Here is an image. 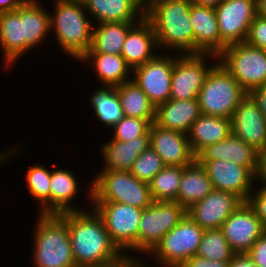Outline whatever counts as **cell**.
<instances>
[{
  "label": "cell",
  "instance_id": "16",
  "mask_svg": "<svg viewBox=\"0 0 266 267\" xmlns=\"http://www.w3.org/2000/svg\"><path fill=\"white\" fill-rule=\"evenodd\" d=\"M242 202L233 193L213 189L203 200L187 209L186 214L204 230L221 228Z\"/></svg>",
  "mask_w": 266,
  "mask_h": 267
},
{
  "label": "cell",
  "instance_id": "39",
  "mask_svg": "<svg viewBox=\"0 0 266 267\" xmlns=\"http://www.w3.org/2000/svg\"><path fill=\"white\" fill-rule=\"evenodd\" d=\"M249 45L266 50V18L256 15L245 40Z\"/></svg>",
  "mask_w": 266,
  "mask_h": 267
},
{
  "label": "cell",
  "instance_id": "38",
  "mask_svg": "<svg viewBox=\"0 0 266 267\" xmlns=\"http://www.w3.org/2000/svg\"><path fill=\"white\" fill-rule=\"evenodd\" d=\"M155 119H139L134 117H124L114 127H112V139L118 141H130L134 138L144 136L150 129Z\"/></svg>",
  "mask_w": 266,
  "mask_h": 267
},
{
  "label": "cell",
  "instance_id": "24",
  "mask_svg": "<svg viewBox=\"0 0 266 267\" xmlns=\"http://www.w3.org/2000/svg\"><path fill=\"white\" fill-rule=\"evenodd\" d=\"M102 143L100 154L103 159V169L130 171L136 158L150 146L149 131L141 137L130 141L106 140Z\"/></svg>",
  "mask_w": 266,
  "mask_h": 267
},
{
  "label": "cell",
  "instance_id": "29",
  "mask_svg": "<svg viewBox=\"0 0 266 267\" xmlns=\"http://www.w3.org/2000/svg\"><path fill=\"white\" fill-rule=\"evenodd\" d=\"M0 47L4 68H12L22 59L21 6L0 13ZM14 65V66H13Z\"/></svg>",
  "mask_w": 266,
  "mask_h": 267
},
{
  "label": "cell",
  "instance_id": "35",
  "mask_svg": "<svg viewBox=\"0 0 266 267\" xmlns=\"http://www.w3.org/2000/svg\"><path fill=\"white\" fill-rule=\"evenodd\" d=\"M185 166H165L149 183L153 201H175Z\"/></svg>",
  "mask_w": 266,
  "mask_h": 267
},
{
  "label": "cell",
  "instance_id": "22",
  "mask_svg": "<svg viewBox=\"0 0 266 267\" xmlns=\"http://www.w3.org/2000/svg\"><path fill=\"white\" fill-rule=\"evenodd\" d=\"M190 19L194 30V54H220V32L215 8L191 4Z\"/></svg>",
  "mask_w": 266,
  "mask_h": 267
},
{
  "label": "cell",
  "instance_id": "48",
  "mask_svg": "<svg viewBox=\"0 0 266 267\" xmlns=\"http://www.w3.org/2000/svg\"><path fill=\"white\" fill-rule=\"evenodd\" d=\"M191 3L216 8L225 0H190Z\"/></svg>",
  "mask_w": 266,
  "mask_h": 267
},
{
  "label": "cell",
  "instance_id": "41",
  "mask_svg": "<svg viewBox=\"0 0 266 267\" xmlns=\"http://www.w3.org/2000/svg\"><path fill=\"white\" fill-rule=\"evenodd\" d=\"M247 255L258 267H266V232L254 242Z\"/></svg>",
  "mask_w": 266,
  "mask_h": 267
},
{
  "label": "cell",
  "instance_id": "37",
  "mask_svg": "<svg viewBox=\"0 0 266 267\" xmlns=\"http://www.w3.org/2000/svg\"><path fill=\"white\" fill-rule=\"evenodd\" d=\"M165 166L161 157L149 146L136 158L129 172L138 180L149 184Z\"/></svg>",
  "mask_w": 266,
  "mask_h": 267
},
{
  "label": "cell",
  "instance_id": "49",
  "mask_svg": "<svg viewBox=\"0 0 266 267\" xmlns=\"http://www.w3.org/2000/svg\"><path fill=\"white\" fill-rule=\"evenodd\" d=\"M256 15L266 18V0H256Z\"/></svg>",
  "mask_w": 266,
  "mask_h": 267
},
{
  "label": "cell",
  "instance_id": "4",
  "mask_svg": "<svg viewBox=\"0 0 266 267\" xmlns=\"http://www.w3.org/2000/svg\"><path fill=\"white\" fill-rule=\"evenodd\" d=\"M34 228V267H76L67 222L59 214H38Z\"/></svg>",
  "mask_w": 266,
  "mask_h": 267
},
{
  "label": "cell",
  "instance_id": "8",
  "mask_svg": "<svg viewBox=\"0 0 266 267\" xmlns=\"http://www.w3.org/2000/svg\"><path fill=\"white\" fill-rule=\"evenodd\" d=\"M89 208L102 218L111 240L126 257L137 260L138 230L143 209L118 202H91Z\"/></svg>",
  "mask_w": 266,
  "mask_h": 267
},
{
  "label": "cell",
  "instance_id": "23",
  "mask_svg": "<svg viewBox=\"0 0 266 267\" xmlns=\"http://www.w3.org/2000/svg\"><path fill=\"white\" fill-rule=\"evenodd\" d=\"M42 5L40 0H26L21 5L22 56L51 37L50 13Z\"/></svg>",
  "mask_w": 266,
  "mask_h": 267
},
{
  "label": "cell",
  "instance_id": "15",
  "mask_svg": "<svg viewBox=\"0 0 266 267\" xmlns=\"http://www.w3.org/2000/svg\"><path fill=\"white\" fill-rule=\"evenodd\" d=\"M210 178L213 188L235 194L247 202L256 184V177L246 168L232 161L198 162Z\"/></svg>",
  "mask_w": 266,
  "mask_h": 267
},
{
  "label": "cell",
  "instance_id": "42",
  "mask_svg": "<svg viewBox=\"0 0 266 267\" xmlns=\"http://www.w3.org/2000/svg\"><path fill=\"white\" fill-rule=\"evenodd\" d=\"M230 261H215L194 255L188 258L180 267H228Z\"/></svg>",
  "mask_w": 266,
  "mask_h": 267
},
{
  "label": "cell",
  "instance_id": "33",
  "mask_svg": "<svg viewBox=\"0 0 266 267\" xmlns=\"http://www.w3.org/2000/svg\"><path fill=\"white\" fill-rule=\"evenodd\" d=\"M116 90L126 117L155 119V106L133 80L116 86Z\"/></svg>",
  "mask_w": 266,
  "mask_h": 267
},
{
  "label": "cell",
  "instance_id": "5",
  "mask_svg": "<svg viewBox=\"0 0 266 267\" xmlns=\"http://www.w3.org/2000/svg\"><path fill=\"white\" fill-rule=\"evenodd\" d=\"M98 173V174H97ZM85 190L88 205L91 202H118L145 209L154 201L149 184L138 180L128 171L100 170Z\"/></svg>",
  "mask_w": 266,
  "mask_h": 267
},
{
  "label": "cell",
  "instance_id": "28",
  "mask_svg": "<svg viewBox=\"0 0 266 267\" xmlns=\"http://www.w3.org/2000/svg\"><path fill=\"white\" fill-rule=\"evenodd\" d=\"M231 133V119L201 114L191 126L187 136L192 152L196 156L206 146L225 139Z\"/></svg>",
  "mask_w": 266,
  "mask_h": 267
},
{
  "label": "cell",
  "instance_id": "44",
  "mask_svg": "<svg viewBox=\"0 0 266 267\" xmlns=\"http://www.w3.org/2000/svg\"><path fill=\"white\" fill-rule=\"evenodd\" d=\"M228 267H258L247 254H235Z\"/></svg>",
  "mask_w": 266,
  "mask_h": 267
},
{
  "label": "cell",
  "instance_id": "46",
  "mask_svg": "<svg viewBox=\"0 0 266 267\" xmlns=\"http://www.w3.org/2000/svg\"><path fill=\"white\" fill-rule=\"evenodd\" d=\"M26 0H0V13L15 11L20 7Z\"/></svg>",
  "mask_w": 266,
  "mask_h": 267
},
{
  "label": "cell",
  "instance_id": "40",
  "mask_svg": "<svg viewBox=\"0 0 266 267\" xmlns=\"http://www.w3.org/2000/svg\"><path fill=\"white\" fill-rule=\"evenodd\" d=\"M257 185L254 186L247 202L254 209L266 231V186Z\"/></svg>",
  "mask_w": 266,
  "mask_h": 267
},
{
  "label": "cell",
  "instance_id": "36",
  "mask_svg": "<svg viewBox=\"0 0 266 267\" xmlns=\"http://www.w3.org/2000/svg\"><path fill=\"white\" fill-rule=\"evenodd\" d=\"M196 255L209 260L230 261L235 253L228 244L221 228L206 229Z\"/></svg>",
  "mask_w": 266,
  "mask_h": 267
},
{
  "label": "cell",
  "instance_id": "9",
  "mask_svg": "<svg viewBox=\"0 0 266 267\" xmlns=\"http://www.w3.org/2000/svg\"><path fill=\"white\" fill-rule=\"evenodd\" d=\"M218 62L249 93L266 84V50L246 42L226 46Z\"/></svg>",
  "mask_w": 266,
  "mask_h": 267
},
{
  "label": "cell",
  "instance_id": "1",
  "mask_svg": "<svg viewBox=\"0 0 266 267\" xmlns=\"http://www.w3.org/2000/svg\"><path fill=\"white\" fill-rule=\"evenodd\" d=\"M91 209L59 214L67 222L76 267L124 264L128 258L111 240L102 218Z\"/></svg>",
  "mask_w": 266,
  "mask_h": 267
},
{
  "label": "cell",
  "instance_id": "11",
  "mask_svg": "<svg viewBox=\"0 0 266 267\" xmlns=\"http://www.w3.org/2000/svg\"><path fill=\"white\" fill-rule=\"evenodd\" d=\"M217 63L214 54H175L170 99H198L207 75Z\"/></svg>",
  "mask_w": 266,
  "mask_h": 267
},
{
  "label": "cell",
  "instance_id": "7",
  "mask_svg": "<svg viewBox=\"0 0 266 267\" xmlns=\"http://www.w3.org/2000/svg\"><path fill=\"white\" fill-rule=\"evenodd\" d=\"M248 95L218 62L207 75L199 92L200 112L231 119L239 103Z\"/></svg>",
  "mask_w": 266,
  "mask_h": 267
},
{
  "label": "cell",
  "instance_id": "45",
  "mask_svg": "<svg viewBox=\"0 0 266 267\" xmlns=\"http://www.w3.org/2000/svg\"><path fill=\"white\" fill-rule=\"evenodd\" d=\"M256 181L266 186V151L259 152V166L256 174Z\"/></svg>",
  "mask_w": 266,
  "mask_h": 267
},
{
  "label": "cell",
  "instance_id": "10",
  "mask_svg": "<svg viewBox=\"0 0 266 267\" xmlns=\"http://www.w3.org/2000/svg\"><path fill=\"white\" fill-rule=\"evenodd\" d=\"M185 215L186 210L175 201H154L149 207L143 209L138 230L137 260H142L143 256L146 257Z\"/></svg>",
  "mask_w": 266,
  "mask_h": 267
},
{
  "label": "cell",
  "instance_id": "47",
  "mask_svg": "<svg viewBox=\"0 0 266 267\" xmlns=\"http://www.w3.org/2000/svg\"><path fill=\"white\" fill-rule=\"evenodd\" d=\"M20 146L21 145L19 144V145H15V147L14 146L11 147V149L9 148V149L0 151V165L1 164L4 165V163H6V161H10L11 160L10 158L13 157L15 154L17 155V153H18V156H19V152L21 150Z\"/></svg>",
  "mask_w": 266,
  "mask_h": 267
},
{
  "label": "cell",
  "instance_id": "26",
  "mask_svg": "<svg viewBox=\"0 0 266 267\" xmlns=\"http://www.w3.org/2000/svg\"><path fill=\"white\" fill-rule=\"evenodd\" d=\"M77 62L90 65L101 85L118 86L132 80V68L122 55L85 53Z\"/></svg>",
  "mask_w": 266,
  "mask_h": 267
},
{
  "label": "cell",
  "instance_id": "20",
  "mask_svg": "<svg viewBox=\"0 0 266 267\" xmlns=\"http://www.w3.org/2000/svg\"><path fill=\"white\" fill-rule=\"evenodd\" d=\"M157 50L159 48L153 26L144 16L129 29L121 55L133 69L156 57L159 54Z\"/></svg>",
  "mask_w": 266,
  "mask_h": 267
},
{
  "label": "cell",
  "instance_id": "6",
  "mask_svg": "<svg viewBox=\"0 0 266 267\" xmlns=\"http://www.w3.org/2000/svg\"><path fill=\"white\" fill-rule=\"evenodd\" d=\"M204 231L186 214L163 236L147 257L142 258L143 267H150V260L157 264V267H180L188 258L196 255Z\"/></svg>",
  "mask_w": 266,
  "mask_h": 267
},
{
  "label": "cell",
  "instance_id": "34",
  "mask_svg": "<svg viewBox=\"0 0 266 267\" xmlns=\"http://www.w3.org/2000/svg\"><path fill=\"white\" fill-rule=\"evenodd\" d=\"M42 163L34 164L25 174L26 185L30 196L38 201L40 214H50V181L51 169L44 167Z\"/></svg>",
  "mask_w": 266,
  "mask_h": 267
},
{
  "label": "cell",
  "instance_id": "3",
  "mask_svg": "<svg viewBox=\"0 0 266 267\" xmlns=\"http://www.w3.org/2000/svg\"><path fill=\"white\" fill-rule=\"evenodd\" d=\"M53 1V11L49 12L50 34H55V42L64 54L78 61L91 47L94 24L82 0Z\"/></svg>",
  "mask_w": 266,
  "mask_h": 267
},
{
  "label": "cell",
  "instance_id": "50",
  "mask_svg": "<svg viewBox=\"0 0 266 267\" xmlns=\"http://www.w3.org/2000/svg\"><path fill=\"white\" fill-rule=\"evenodd\" d=\"M118 267H143L141 260L128 259L124 264Z\"/></svg>",
  "mask_w": 266,
  "mask_h": 267
},
{
  "label": "cell",
  "instance_id": "19",
  "mask_svg": "<svg viewBox=\"0 0 266 267\" xmlns=\"http://www.w3.org/2000/svg\"><path fill=\"white\" fill-rule=\"evenodd\" d=\"M149 134L150 146L166 166H188L195 161L187 134L163 129L154 122L150 126Z\"/></svg>",
  "mask_w": 266,
  "mask_h": 267
},
{
  "label": "cell",
  "instance_id": "13",
  "mask_svg": "<svg viewBox=\"0 0 266 267\" xmlns=\"http://www.w3.org/2000/svg\"><path fill=\"white\" fill-rule=\"evenodd\" d=\"M215 12L221 53L226 46L245 42L256 16V0H225L215 8Z\"/></svg>",
  "mask_w": 266,
  "mask_h": 267
},
{
  "label": "cell",
  "instance_id": "31",
  "mask_svg": "<svg viewBox=\"0 0 266 267\" xmlns=\"http://www.w3.org/2000/svg\"><path fill=\"white\" fill-rule=\"evenodd\" d=\"M136 22H103L93 25L92 44L86 53L121 55L129 29Z\"/></svg>",
  "mask_w": 266,
  "mask_h": 267
},
{
  "label": "cell",
  "instance_id": "27",
  "mask_svg": "<svg viewBox=\"0 0 266 267\" xmlns=\"http://www.w3.org/2000/svg\"><path fill=\"white\" fill-rule=\"evenodd\" d=\"M74 172L68 168H56L51 172L50 181V214H61L65 212L83 211L86 208L72 204L78 195L80 186Z\"/></svg>",
  "mask_w": 266,
  "mask_h": 267
},
{
  "label": "cell",
  "instance_id": "25",
  "mask_svg": "<svg viewBox=\"0 0 266 267\" xmlns=\"http://www.w3.org/2000/svg\"><path fill=\"white\" fill-rule=\"evenodd\" d=\"M200 115L198 99H170L156 107L154 123L163 129L188 134Z\"/></svg>",
  "mask_w": 266,
  "mask_h": 267
},
{
  "label": "cell",
  "instance_id": "17",
  "mask_svg": "<svg viewBox=\"0 0 266 267\" xmlns=\"http://www.w3.org/2000/svg\"><path fill=\"white\" fill-rule=\"evenodd\" d=\"M231 121L232 133L236 137L258 152L266 151V119L249 95L239 103Z\"/></svg>",
  "mask_w": 266,
  "mask_h": 267
},
{
  "label": "cell",
  "instance_id": "30",
  "mask_svg": "<svg viewBox=\"0 0 266 267\" xmlns=\"http://www.w3.org/2000/svg\"><path fill=\"white\" fill-rule=\"evenodd\" d=\"M213 189L212 182L205 168L195 160L183 169L175 202H178L187 210L193 204L203 200Z\"/></svg>",
  "mask_w": 266,
  "mask_h": 267
},
{
  "label": "cell",
  "instance_id": "32",
  "mask_svg": "<svg viewBox=\"0 0 266 267\" xmlns=\"http://www.w3.org/2000/svg\"><path fill=\"white\" fill-rule=\"evenodd\" d=\"M101 87V88H100ZM92 90V94L88 97V103L92 106L91 110L95 114L96 119L106 125L107 128L114 127L124 117L121 101L116 90V86L102 85Z\"/></svg>",
  "mask_w": 266,
  "mask_h": 267
},
{
  "label": "cell",
  "instance_id": "14",
  "mask_svg": "<svg viewBox=\"0 0 266 267\" xmlns=\"http://www.w3.org/2000/svg\"><path fill=\"white\" fill-rule=\"evenodd\" d=\"M221 230L235 254H247L266 231L248 202H242L225 220Z\"/></svg>",
  "mask_w": 266,
  "mask_h": 267
},
{
  "label": "cell",
  "instance_id": "12",
  "mask_svg": "<svg viewBox=\"0 0 266 267\" xmlns=\"http://www.w3.org/2000/svg\"><path fill=\"white\" fill-rule=\"evenodd\" d=\"M159 53L152 60L132 69V80L147 95L155 108L170 100L175 53ZM171 54V55H170Z\"/></svg>",
  "mask_w": 266,
  "mask_h": 267
},
{
  "label": "cell",
  "instance_id": "2",
  "mask_svg": "<svg viewBox=\"0 0 266 267\" xmlns=\"http://www.w3.org/2000/svg\"><path fill=\"white\" fill-rule=\"evenodd\" d=\"M191 4L190 0H145V17L153 26L159 49L194 54Z\"/></svg>",
  "mask_w": 266,
  "mask_h": 267
},
{
  "label": "cell",
  "instance_id": "21",
  "mask_svg": "<svg viewBox=\"0 0 266 267\" xmlns=\"http://www.w3.org/2000/svg\"><path fill=\"white\" fill-rule=\"evenodd\" d=\"M93 24L138 22L145 16V0H82ZM95 20V21H94Z\"/></svg>",
  "mask_w": 266,
  "mask_h": 267
},
{
  "label": "cell",
  "instance_id": "43",
  "mask_svg": "<svg viewBox=\"0 0 266 267\" xmlns=\"http://www.w3.org/2000/svg\"><path fill=\"white\" fill-rule=\"evenodd\" d=\"M248 95L256 103L266 119V84L251 90Z\"/></svg>",
  "mask_w": 266,
  "mask_h": 267
},
{
  "label": "cell",
  "instance_id": "18",
  "mask_svg": "<svg viewBox=\"0 0 266 267\" xmlns=\"http://www.w3.org/2000/svg\"><path fill=\"white\" fill-rule=\"evenodd\" d=\"M195 160L197 162L232 161L246 167L256 177L259 166V152L231 133L225 139L203 148L195 156Z\"/></svg>",
  "mask_w": 266,
  "mask_h": 267
}]
</instances>
